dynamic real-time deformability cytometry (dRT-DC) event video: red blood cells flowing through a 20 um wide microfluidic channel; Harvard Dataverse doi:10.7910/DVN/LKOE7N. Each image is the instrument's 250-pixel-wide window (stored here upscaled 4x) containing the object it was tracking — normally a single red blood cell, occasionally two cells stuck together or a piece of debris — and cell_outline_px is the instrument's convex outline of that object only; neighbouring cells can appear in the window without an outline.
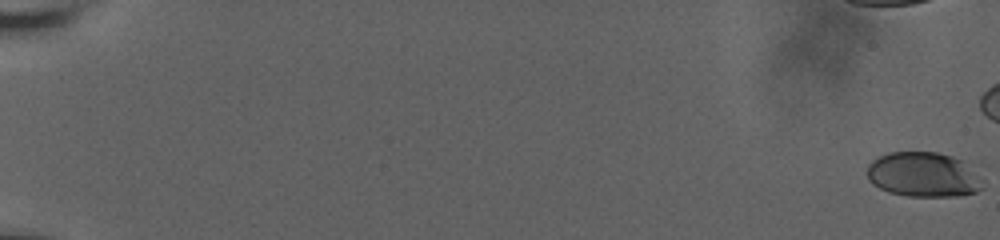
{"species": "human", "species_latin": "Homo sapiens", "temperature_condition": "room temperature", "stored_images_in_passage": 53, "camera_frame_rate_fps": 3000, "um_per_image_px": 0.085, "donor": {"sex": "male"}, "frame": {"image": 1, "passage_image": 1, "time_ms": 0.0, "image_size_px": [1000, 240], "cell_outline_px": [[984, 188], [976, 192], [956, 196], [908, 196], [888, 192], [872, 184], [868, 180], [868, 164], [872, 160], [888, 152], [936, 152], [952, 156], [960, 160], [984, 180]], "centroid_in_image_um": [78.48, 14.85], "position_along_channel_um": 6.5, "area_um2": 30.17}}